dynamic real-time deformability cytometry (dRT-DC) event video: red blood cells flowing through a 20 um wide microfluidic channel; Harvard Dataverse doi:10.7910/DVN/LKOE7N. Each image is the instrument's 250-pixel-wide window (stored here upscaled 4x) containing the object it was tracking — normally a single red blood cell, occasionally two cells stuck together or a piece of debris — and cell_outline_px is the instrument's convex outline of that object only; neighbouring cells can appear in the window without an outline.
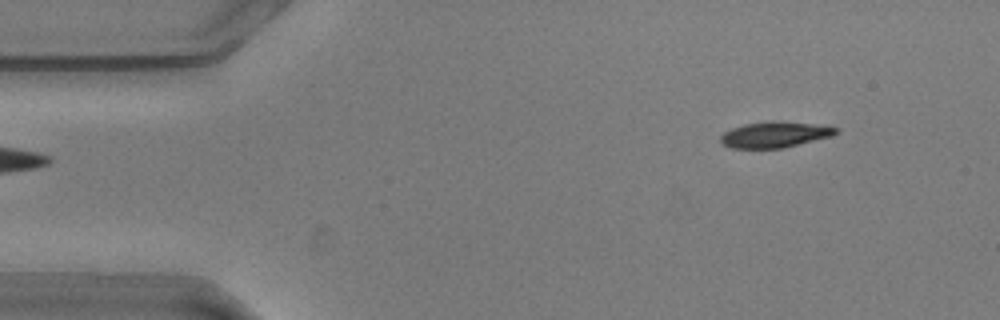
{"species": "common noctule bat (a hibernating species)", "species_latin": "Nyctalus noctula", "temperature_condition": "warm", "stored_images_in_passage": 51, "camera_frame_rate_fps": 3000, "um_per_image_px": 0.085, "animal": {"sex": "male", "body_mass_g": 20.5, "forearm_length_mm": 52.5}, "frame": {"image": 1, "passage_image": 1, "time_ms": 0.0, "image_size_px": [1000, 320], "cell_outline_px": [[840, 132], [832, 136], [780, 148], [732, 148], [720, 144], [720, 136], [724, 132], [732, 128], [744, 124], [772, 120], [812, 124], [840, 128]], "centroid_in_image_um": [65.83, 11.43], "position_along_channel_um": 19.2, "area_um2": 17.34}}
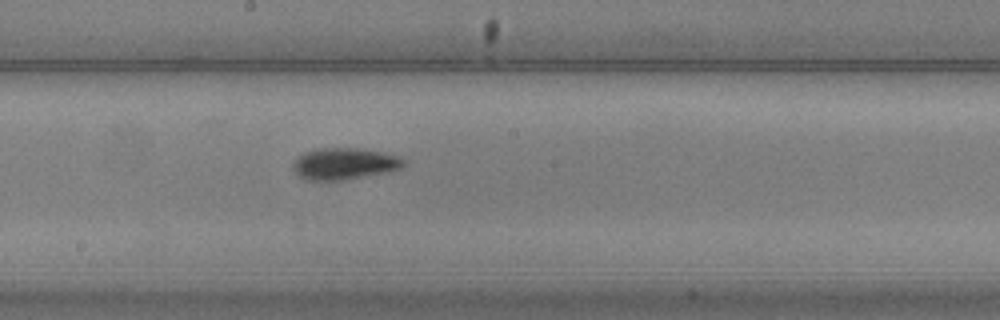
{"frame": {"image": 2, "passage_image": 24, "time_ms": 7.667, "image_size_px": [1000, 320], "cell_outline_px": [[408, 164], [404, 168], [388, 172], [348, 180], [304, 180], [292, 168], [292, 164], [296, 156], [304, 152], [320, 148], [356, 148], [384, 152], [400, 156], [408, 160]], "centroid_in_image_um": [29.34, 13.92], "position_along_channel_um": 218.9, "area_um2": 20.98}}
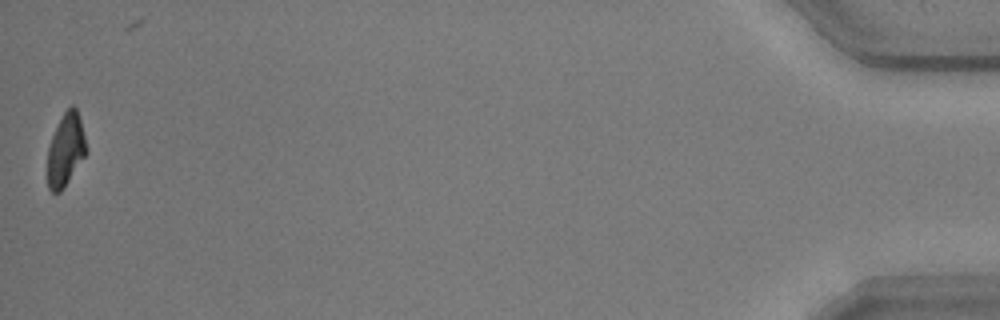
{"frame": {"image": 3, "passage_image": 50, "time_ms": 16.333, "image_size_px": [1000, 320], "cell_outline_px": [[88, 152], [60, 192], [52, 192], [48, 188], [48, 148], [52, 136], [64, 112], [72, 104], [76, 108], [80, 120]], "centroid_in_image_um": [5.59, 12.74], "position_along_channel_um": 429.6, "area_um2": 16.07}, "authors_computed_cell_mechanics": {"area_um2": 18.785, "velocity_mm_per_s": 3.6066, "shape_relaxation_time_tau1_ms": 2.7883, "shape_relaxation_time_tau2_ms": 3.406, "deformation_change_tau1": 0.1497, "deformation_change_tau2": 0.073}}